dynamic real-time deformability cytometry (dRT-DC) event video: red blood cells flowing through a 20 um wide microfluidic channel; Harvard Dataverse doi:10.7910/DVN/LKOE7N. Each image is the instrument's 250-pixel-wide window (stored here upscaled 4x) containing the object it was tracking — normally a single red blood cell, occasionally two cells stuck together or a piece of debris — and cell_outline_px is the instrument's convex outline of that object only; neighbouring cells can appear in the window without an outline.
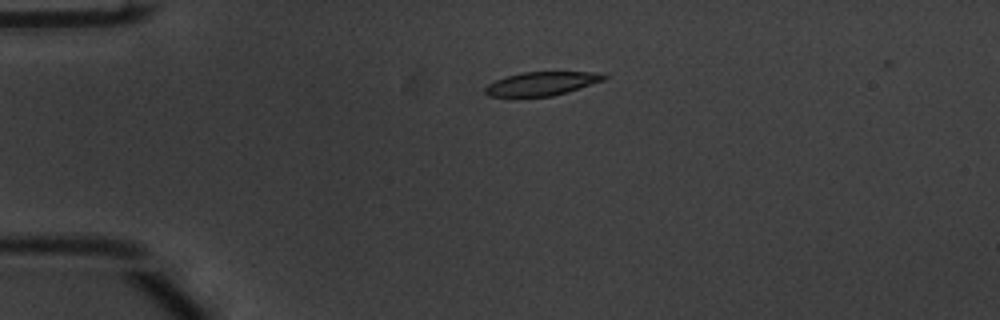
{"species": "common noctule bat (a hibernating species)", "species_latin": "Nyctalus noctula", "temperature_condition": "warm", "stored_images_in_passage": 42, "camera_frame_rate_fps": 3000, "um_per_image_px": 0.085, "animal": {"sex": "male", "body_mass_g": 20.1, "forearm_length_mm": 53.5}, "frame": {"image": 1, "passage_image": 1, "time_ms": 0.0, "image_size_px": [1000, 320], "cell_outline_px": [[608, 76], [604, 80], [552, 96], [488, 96], [484, 92], [484, 88], [488, 84], [504, 76], [520, 72], [604, 72]], "centroid_in_image_um": [46.03, 7.09], "position_along_channel_um": 39.0, "area_um2": 16.3}}
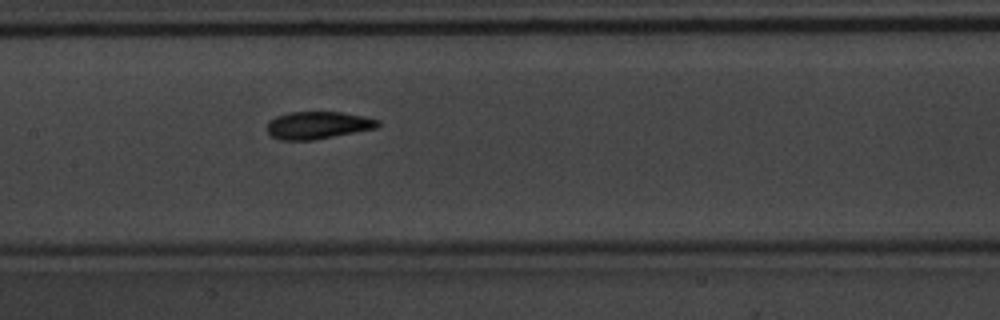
{"frame": {"image": 2, "passage_image": 15, "time_ms": 4.667, "image_size_px": [1000, 320], "cell_outline_px": [[380, 124], [376, 128], [312, 140], [280, 140], [272, 136], [264, 128], [268, 120], [276, 116], [288, 112], [340, 112], [364, 116], [380, 120]], "centroid_in_image_um": [26.96, 10.63], "position_along_channel_um": 180.4, "area_um2": 17.8}}
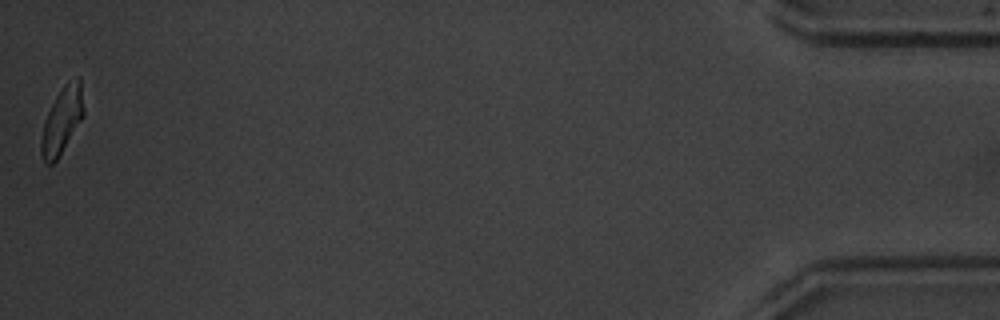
{"frame": {"image": 3, "passage_image": 42, "time_ms": 13.667, "image_size_px": [1000, 320], "cell_outline_px": [[84, 116], [56, 160], [52, 164], [44, 164], [40, 156], [40, 140], [44, 120], [56, 96], [64, 84], [68, 80], [76, 76], [80, 76], [84, 108]], "centroid_in_image_um": [5.26, 10.22], "position_along_channel_um": 429.9, "area_um2": 16.65}, "authors_computed_cell_mechanics": {"area_um2": 17.5712, "velocity_mm_per_s": 3.7724, "shape_relaxation_time_tau1_ms": 2.1005, "shape_relaxation_time_tau2_ms": 2.4385, "deformation_change_tau1": 0.1595, "deformation_change_tau2": 0.1002}}